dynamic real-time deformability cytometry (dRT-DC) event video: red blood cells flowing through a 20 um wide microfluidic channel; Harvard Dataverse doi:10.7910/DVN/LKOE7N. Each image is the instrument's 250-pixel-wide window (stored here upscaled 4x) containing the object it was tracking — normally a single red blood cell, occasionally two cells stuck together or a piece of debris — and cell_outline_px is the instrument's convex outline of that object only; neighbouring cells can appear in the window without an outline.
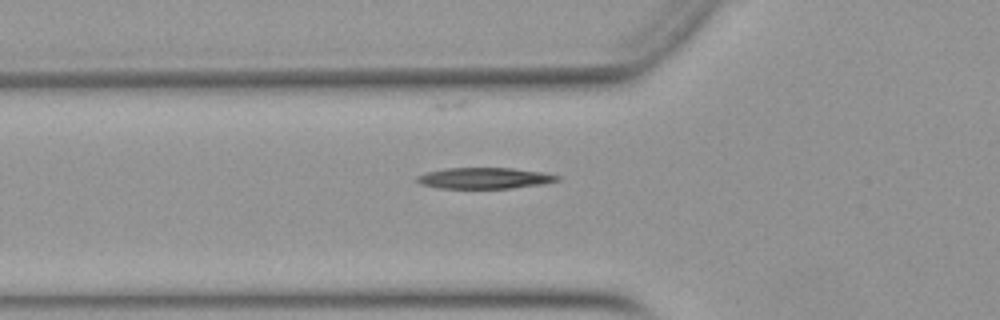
{"species": "Egyptian fruit bat (a non-hibernating species)", "species_latin": "Rousettus aegyptiacus", "temperature_condition": "warm", "stored_images_in_passage": 36, "camera_frame_rate_fps": 3000, "um_per_image_px": 0.085, "animal": {"sex": "female"}, "frame": {"image": 1, "passage_image": 3, "time_ms": 0.667, "image_size_px": [1000, 320], "cell_outline_px": [[560, 180], [544, 184], [512, 188], [440, 188], [420, 184], [416, 180], [416, 176], [428, 172], [448, 168], [512, 168], [544, 172], [560, 176]], "centroid_in_image_um": [41.22, 15.14], "position_along_channel_um": 84.6, "area_um2": 17.22}}
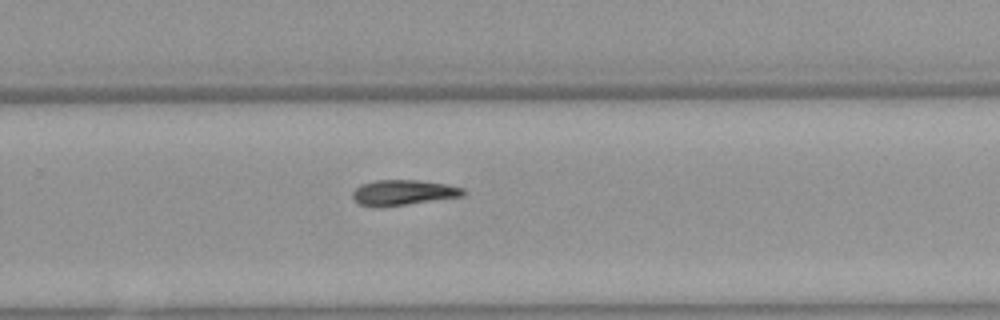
{"frame": {"image": 2, "passage_image": 19, "time_ms": 6.0, "image_size_px": [1000, 320], "cell_outline_px": [[468, 192], [464, 196], [408, 204], [360, 204], [352, 196], [352, 192], [360, 184], [376, 180], [420, 180], [448, 184], [464, 188]], "centroid_in_image_um": [34.39, 16.32], "position_along_channel_um": 295.4, "area_um2": 15.9}}
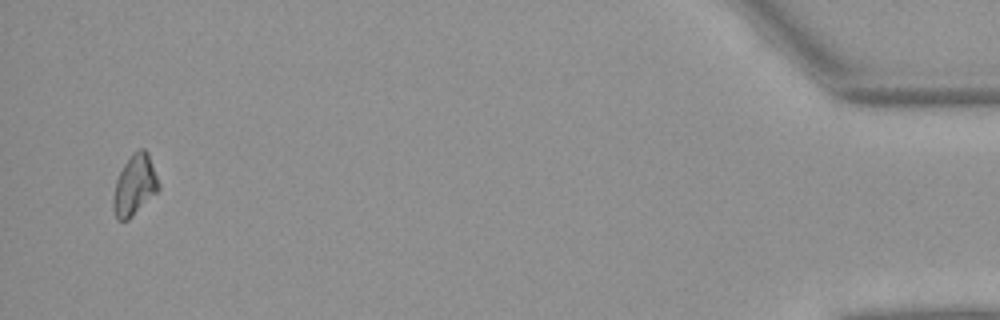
{"frame": {"image": 3, "passage_image": 35, "time_ms": 11.333, "image_size_px": [1000, 320], "cell_outline_px": [[160, 188], [128, 220], [116, 220], [112, 208], [112, 200], [116, 180], [124, 164], [132, 152], [140, 148], [144, 148], [148, 152], [160, 184]], "centroid_in_image_um": [11.43, 15.73], "position_along_channel_um": 423.8, "area_um2": 16.01}}